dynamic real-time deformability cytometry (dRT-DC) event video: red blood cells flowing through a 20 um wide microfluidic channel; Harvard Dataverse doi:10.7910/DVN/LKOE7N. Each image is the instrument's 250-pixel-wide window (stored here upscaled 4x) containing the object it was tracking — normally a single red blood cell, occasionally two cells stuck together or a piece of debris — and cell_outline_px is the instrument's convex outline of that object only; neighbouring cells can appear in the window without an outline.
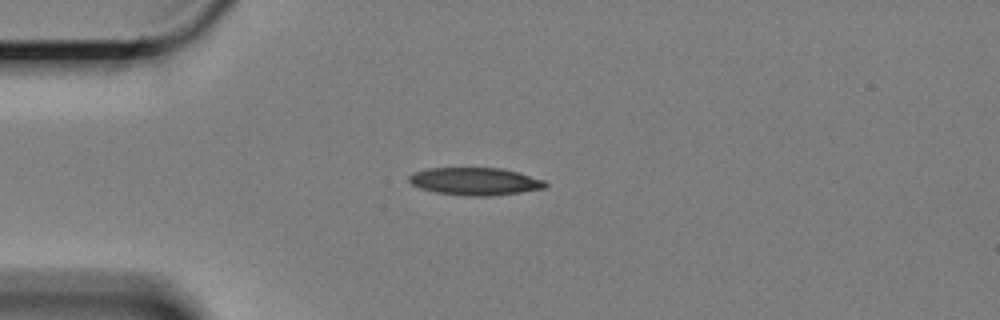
{"species": "Egyptian fruit bat (a non-hibernating species)", "species_latin": "Rousettus aegyptiacus", "temperature_condition": "cold", "stored_images_in_passage": 22, "camera_frame_rate_fps": 3000, "um_per_image_px": 0.085, "animal": {"sex": "female"}, "frame": {"image": 1, "passage_image": 1, "time_ms": 0.0, "image_size_px": [1000, 320], "cell_outline_px": [[548, 184], [544, 188], [520, 192], [488, 196], [468, 196], [436, 192], [420, 188], [412, 184], [408, 180], [408, 176], [412, 172], [428, 168], [500, 168], [516, 172], [544, 180]], "centroid_in_image_um": [40.33, 15.41], "position_along_channel_um": 44.7, "area_um2": 21.73}}
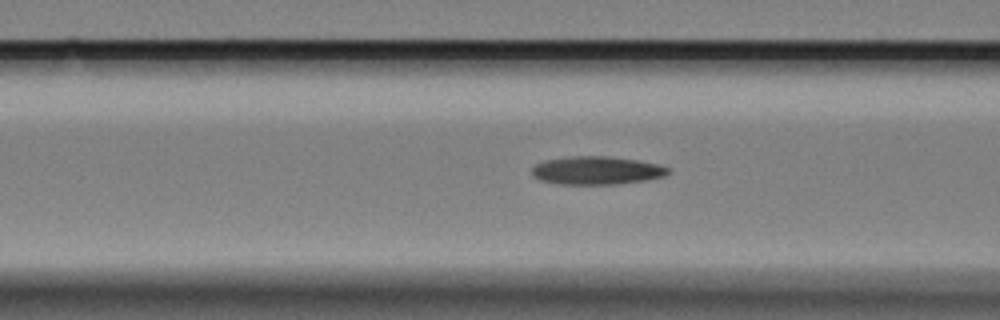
{"frame": {"image": 2, "passage_image": 9, "time_ms": 2.667, "image_size_px": [1000, 320], "cell_outline_px": [[668, 172], [664, 176], [644, 180], [620, 184], [556, 184], [540, 180], [532, 176], [532, 168], [536, 164], [544, 160], [576, 156], [604, 156], [636, 160], [660, 164], [668, 168]], "centroid_in_image_um": [50.68, 14.49], "position_along_channel_um": 115.9, "area_um2": 22.25}}
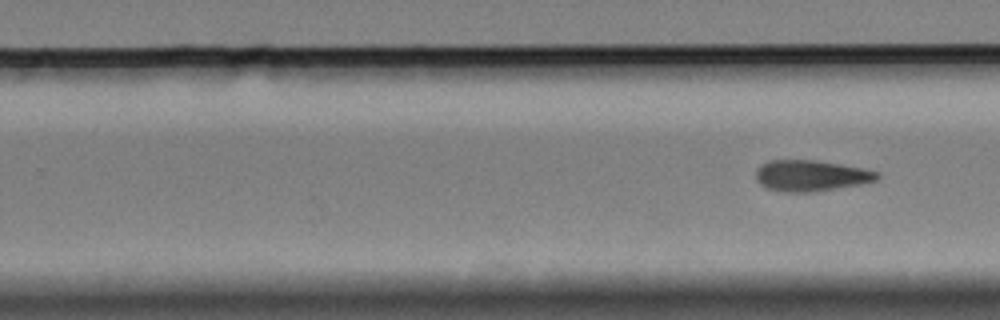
{"frame": {"image": 3, "passage_image": 22, "time_ms": 7.0, "image_size_px": [1000, 320], "cell_outline_px": [[880, 176], [876, 180], [860, 184], [812, 192], [784, 192], [764, 188], [756, 180], [756, 168], [760, 164], [768, 160], [812, 160], [860, 168], [880, 172]], "centroid_in_image_um": [68.86, 14.94], "position_along_channel_um": 260.9, "area_um2": 21.85}}